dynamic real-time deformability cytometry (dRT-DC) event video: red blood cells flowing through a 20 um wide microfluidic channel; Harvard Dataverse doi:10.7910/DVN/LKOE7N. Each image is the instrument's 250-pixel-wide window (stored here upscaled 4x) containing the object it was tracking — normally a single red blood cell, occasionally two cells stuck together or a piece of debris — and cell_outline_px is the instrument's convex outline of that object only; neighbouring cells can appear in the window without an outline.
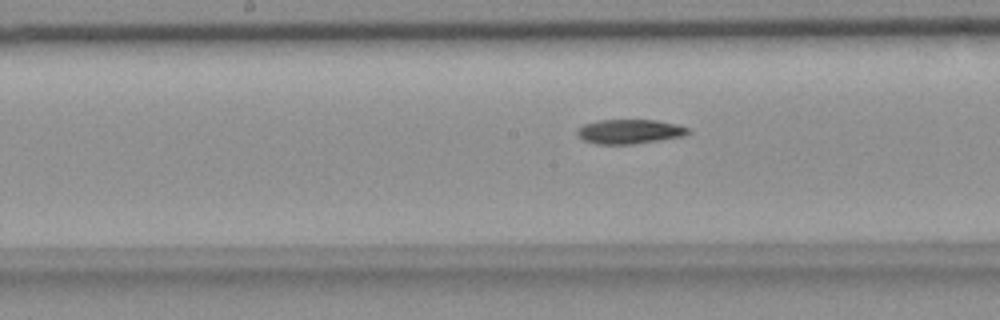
{"species": "common noctule bat (a hibernating species)", "species_latin": "Nyctalus noctula", "temperature_condition": "room temperature", "stored_images_in_passage": 48, "camera_frame_rate_fps": 3000, "um_per_image_px": 0.085, "animal": {"sex": "female", "body_mass_g": 18.4}, "frame": {"image": 1, "passage_image": 28, "time_ms": 9.0, "image_size_px": [1000, 320], "cell_outline_px": [[692, 132], [684, 136], [660, 140], [632, 144], [596, 144], [584, 140], [576, 132], [576, 128], [584, 124], [596, 120], [656, 120], [676, 124], [688, 128]], "centroid_in_image_um": [53.51, 11.18], "position_along_channel_um": 194.7, "area_um2": 15.84}}
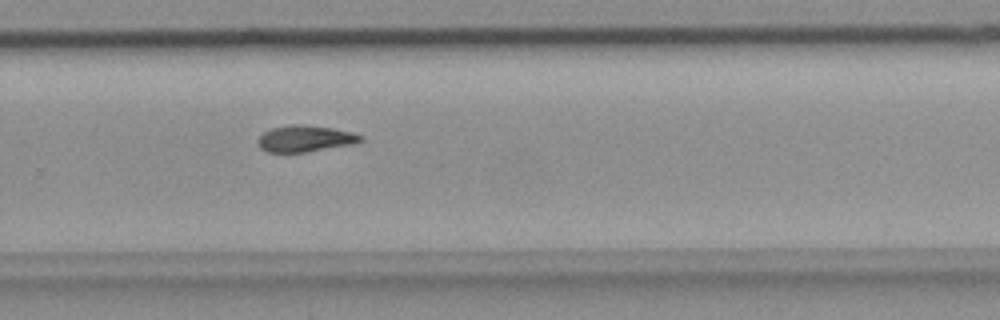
{"frame": {"image": 2, "passage_image": 37, "time_ms": 12.0, "image_size_px": [1000, 320], "cell_outline_px": [[364, 140], [352, 144], [304, 152], [268, 152], [260, 148], [256, 140], [264, 132], [272, 128], [296, 124], [300, 124], [332, 128], [352, 132], [364, 136]], "centroid_in_image_um": [25.94, 11.78], "position_along_channel_um": 303.9, "area_um2": 15.66}}
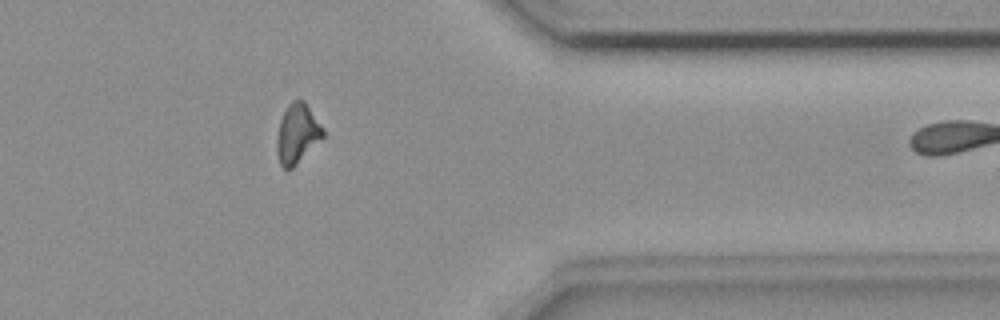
{"frame": {"image": 3, "passage_image": 45, "time_ms": 14.667, "image_size_px": [1000, 320], "cell_outline_px": [[324, 136], [292, 168], [284, 168], [280, 164], [276, 152], [276, 136], [280, 120], [288, 104], [292, 100], [304, 100], [324, 128]], "centroid_in_image_um": [25.25, 11.34], "position_along_channel_um": 386.1, "area_um2": 15.95}}